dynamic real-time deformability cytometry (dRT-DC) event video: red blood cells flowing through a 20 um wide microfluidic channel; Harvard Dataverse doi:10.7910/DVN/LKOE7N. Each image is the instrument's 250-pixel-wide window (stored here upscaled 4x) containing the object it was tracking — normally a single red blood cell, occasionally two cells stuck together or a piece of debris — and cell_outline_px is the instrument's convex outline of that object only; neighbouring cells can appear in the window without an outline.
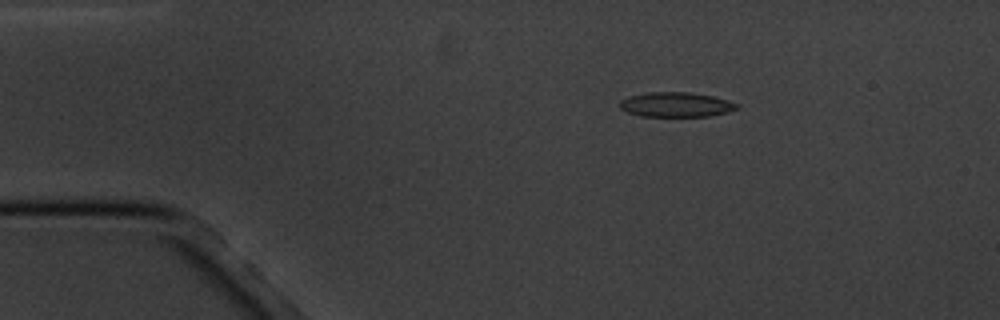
{"species": "common noctule bat (a hibernating species)", "species_latin": "Nyctalus noctula", "temperature_condition": "cold", "stored_images_in_passage": 3, "camera_frame_rate_fps": 3000, "um_per_image_px": 0.085, "animal": {"sex": "male", "body_mass_g": 20.1, "forearm_length_mm": 53.5}, "frame": {"image": 1, "passage_image": 1, "time_ms": 0.0, "image_size_px": [1000, 320], "cell_outline_px": [[740, 108], [708, 116], [640, 116], [628, 112], [620, 108], [620, 100], [628, 96], [648, 92], [688, 92], [712, 96], [728, 100], [740, 104]], "centroid_in_image_um": [57.45, 8.88], "position_along_channel_um": 27.5, "area_um2": 16.82}}
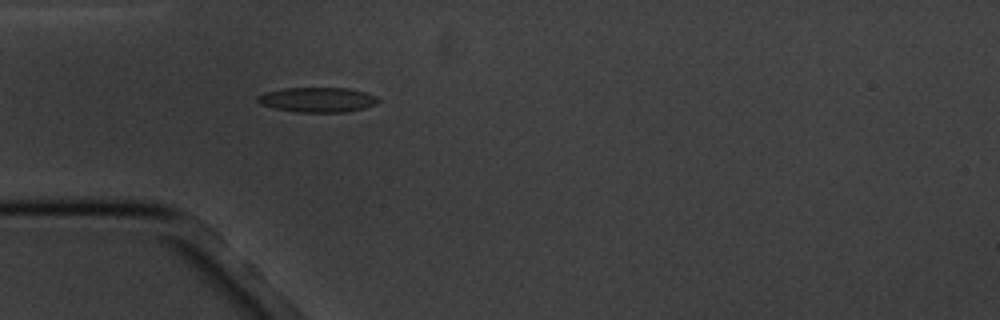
{"frame": {"image": 2, "passage_image": 3, "time_ms": 2.333, "image_size_px": [1000, 320], "cell_outline_px": [[380, 100], [376, 104], [364, 108], [344, 112], [296, 112], [276, 108], [260, 104], [256, 100], [256, 96], [264, 92], [284, 88], [348, 88], [364, 92], [376, 96]], "centroid_in_image_um": [26.96, 8.47], "position_along_channel_um": 58.0, "area_um2": 17.46}}